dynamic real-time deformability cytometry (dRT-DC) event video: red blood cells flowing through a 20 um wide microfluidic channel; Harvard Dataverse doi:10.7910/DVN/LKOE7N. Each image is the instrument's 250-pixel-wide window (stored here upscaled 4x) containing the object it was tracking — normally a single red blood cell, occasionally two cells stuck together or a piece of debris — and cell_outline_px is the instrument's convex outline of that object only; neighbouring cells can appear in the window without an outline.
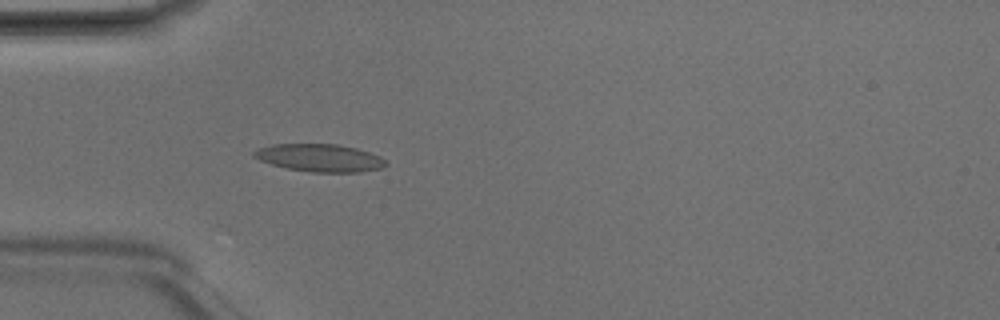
{"species": "Egyptian fruit bat (a non-hibernating species)", "species_latin": "Rousettus aegyptiacus", "temperature_condition": "room temperature", "stored_images_in_passage": 4, "camera_frame_rate_fps": 3000, "um_per_image_px": 0.085, "animal": {"sex": "male"}, "frame": {"image": 1, "passage_image": 4, "time_ms": 1.0, "image_size_px": [1000, 320], "cell_outline_px": [[388, 164], [384, 168], [360, 172], [312, 172], [288, 168], [272, 164], [260, 160], [252, 156], [252, 152], [256, 148], [272, 144], [336, 144], [356, 148], [380, 156]], "centroid_in_image_um": [27.17, 13.41], "position_along_channel_um": 57.8, "area_um2": 21.27}}